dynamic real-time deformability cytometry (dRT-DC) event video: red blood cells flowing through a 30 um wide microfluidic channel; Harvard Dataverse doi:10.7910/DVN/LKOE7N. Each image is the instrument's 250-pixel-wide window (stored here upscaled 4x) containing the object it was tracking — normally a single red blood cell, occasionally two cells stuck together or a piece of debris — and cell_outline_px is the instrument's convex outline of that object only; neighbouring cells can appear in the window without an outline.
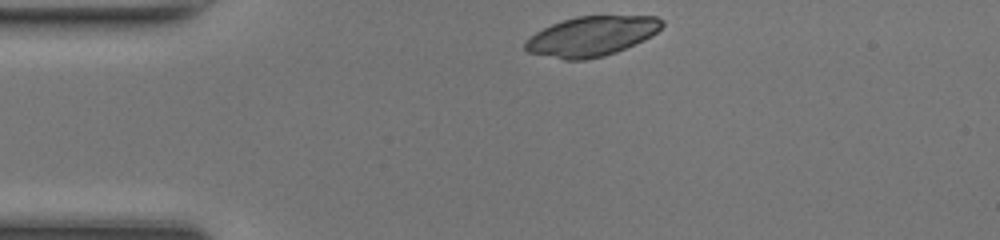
{"species": "common noctule bat (a hibernating species)", "species_latin": "Nyctalus noctula", "temperature_condition": "room temperature", "stored_images_in_passage": 31, "camera_frame_rate_fps": 3000, "um_per_image_px": 0.085, "animal": {"sex": "female", "body_mass_g": 17.0, "forearm_length_mm": 48.0}, "frame": {"image": 1, "passage_image": 1, "time_ms": 0.0, "image_size_px": [1000, 240], "cell_outline_px": [[664, 24], [656, 32], [644, 40], [616, 52], [604, 56], [584, 60], [564, 60], [528, 52], [524, 48], [524, 40], [536, 32], [552, 24], [576, 16], [656, 16], [664, 20]], "centroid_in_image_um": [50.27, 3.08], "position_along_channel_um": 34.7, "area_um2": 31.67}}
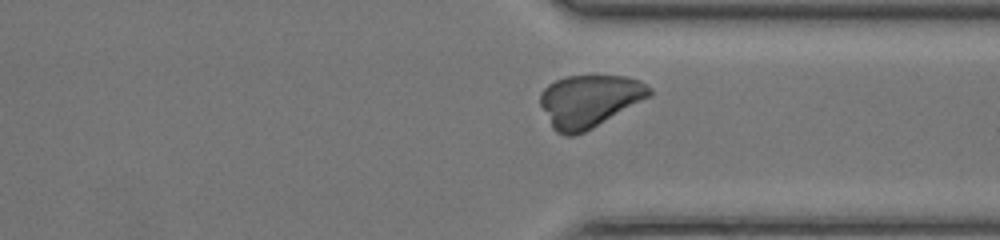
{"frame": {"image": 2, "passage_image": 27, "time_ms": 8.667, "image_size_px": [1000, 240], "cell_outline_px": [[652, 96], [592, 128], [584, 132], [572, 136], [564, 136], [556, 132], [552, 128], [540, 104], [540, 92], [548, 84], [564, 76], [628, 76], [640, 80], [652, 88]], "centroid_in_image_um": [50.1, 8.58], "position_along_channel_um": 361.3, "area_um2": 33.58}}